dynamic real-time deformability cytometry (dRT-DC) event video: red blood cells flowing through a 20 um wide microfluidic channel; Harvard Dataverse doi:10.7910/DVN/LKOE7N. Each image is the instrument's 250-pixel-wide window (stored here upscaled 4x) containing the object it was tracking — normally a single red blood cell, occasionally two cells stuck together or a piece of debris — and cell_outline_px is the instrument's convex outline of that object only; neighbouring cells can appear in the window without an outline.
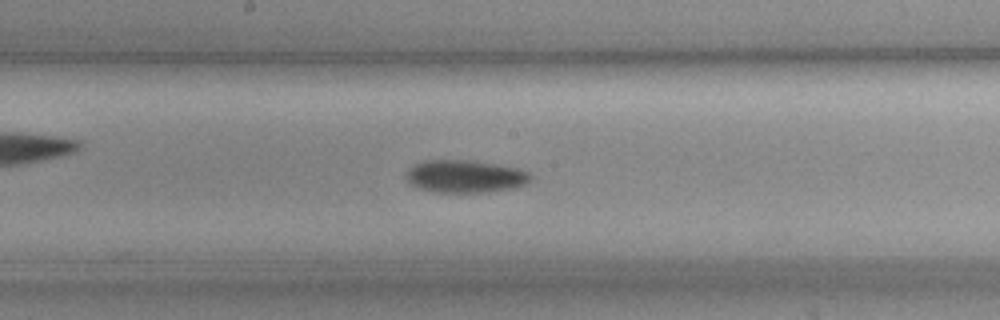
{"species": "common noctule bat (a hibernating species)", "species_latin": "Nyctalus noctula", "temperature_condition": "cold", "stored_images_in_passage": 27, "camera_frame_rate_fps": 3000, "um_per_image_px": 0.085, "animal": {"sex": "female", "body_mass_g": 19.3, "forearm_length_mm": 54.1}, "frame": {"image": 1, "passage_image": 18, "time_ms": 5.667, "image_size_px": [1000, 320], "cell_outline_px": [[532, 180], [528, 184], [516, 188], [488, 192], [432, 192], [408, 184], [408, 168], [424, 160], [472, 160], [520, 168], [528, 172], [532, 176]], "centroid_in_image_um": [39.6, 14.99], "position_along_channel_um": 208.6, "area_um2": 23.93}}